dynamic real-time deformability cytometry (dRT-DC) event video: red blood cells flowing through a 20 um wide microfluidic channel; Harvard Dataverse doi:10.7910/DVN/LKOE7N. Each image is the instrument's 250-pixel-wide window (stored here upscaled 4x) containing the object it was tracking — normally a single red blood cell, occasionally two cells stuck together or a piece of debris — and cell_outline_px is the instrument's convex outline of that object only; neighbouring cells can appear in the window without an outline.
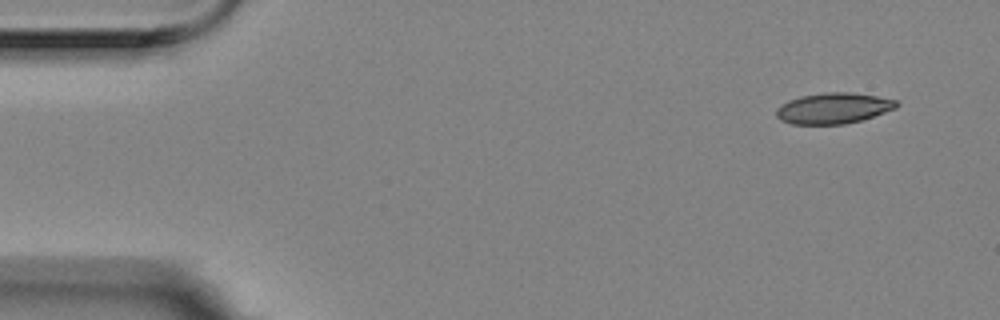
{"species": "Egyptian fruit bat (a non-hibernating species)", "species_latin": "Rousettus aegyptiacus", "temperature_condition": "room temperature", "stored_images_in_passage": 6, "camera_frame_rate_fps": 3000, "um_per_image_px": 0.085, "animal": {"sex": "female"}, "frame": {"image": 1, "passage_image": 1, "time_ms": 0.0, "image_size_px": [1000, 320], "cell_outline_px": [[900, 104], [896, 108], [860, 120], [844, 124], [792, 124], [780, 120], [776, 116], [776, 108], [780, 104], [788, 100], [800, 96], [824, 92], [852, 92], [876, 96], [896, 100]], "centroid_in_image_um": [70.8, 9.19], "position_along_channel_um": 14.2, "area_um2": 21.62}}
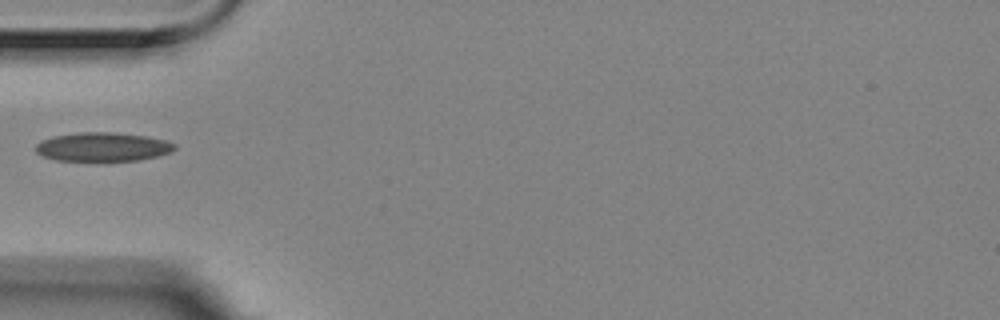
{"frame": {"image": 2, "passage_image": 5, "time_ms": 1.333, "image_size_px": [1000, 320], "cell_outline_px": [[176, 148], [172, 152], [140, 160], [56, 160], [44, 156], [36, 152], [36, 144], [40, 140], [52, 136], [80, 132], [112, 132], [148, 136], [164, 140], [176, 144]], "centroid_in_image_um": [8.74, 12.47], "position_along_channel_um": 76.3, "area_um2": 23.29}}
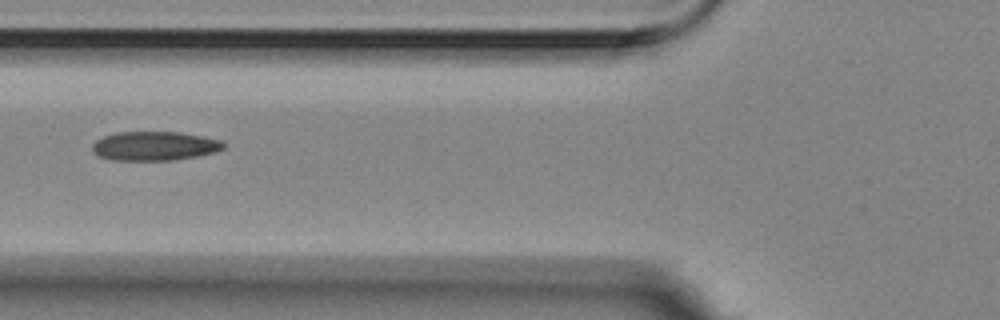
{"frame": {"image": 3, "passage_image": 6, "time_ms": 1.667, "image_size_px": [1000, 320], "cell_outline_px": [[224, 148], [216, 152], [196, 156], [172, 160], [112, 160], [100, 156], [92, 152], [92, 144], [96, 140], [104, 136], [116, 132], [180, 132], [204, 136], [220, 140], [224, 144]], "centroid_in_image_um": [13.12, 12.4], "position_along_channel_um": 112.7, "area_um2": 22.25}}